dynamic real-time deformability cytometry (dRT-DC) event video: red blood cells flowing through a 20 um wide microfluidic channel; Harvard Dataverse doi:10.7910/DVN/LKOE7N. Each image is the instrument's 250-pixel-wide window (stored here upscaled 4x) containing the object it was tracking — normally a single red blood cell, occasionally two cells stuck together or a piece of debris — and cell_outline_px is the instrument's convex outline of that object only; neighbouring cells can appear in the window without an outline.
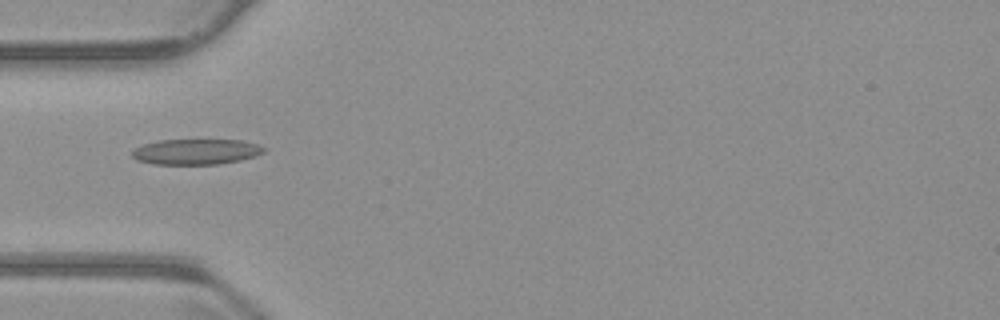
{"species": "common noctule bat (a hibernating species)", "species_latin": "Nyctalus noctula", "temperature_condition": "warm", "stored_images_in_passage": 38, "camera_frame_rate_fps": 3000, "um_per_image_px": 0.085, "animal": {"sex": "male", "body_mass_g": 23.1, "forearm_length_mm": 52.7}, "frame": {"image": 1, "passage_image": 1, "time_ms": 0.0, "image_size_px": [1000, 320], "cell_outline_px": [[268, 148], [264, 152], [256, 156], [240, 160], [220, 164], [152, 164], [136, 160], [132, 156], [132, 152], [136, 148], [144, 144], [160, 140], [240, 140], [260, 144]], "centroid_in_image_um": [16.72, 12.9], "position_along_channel_um": 68.3, "area_um2": 19.71}}
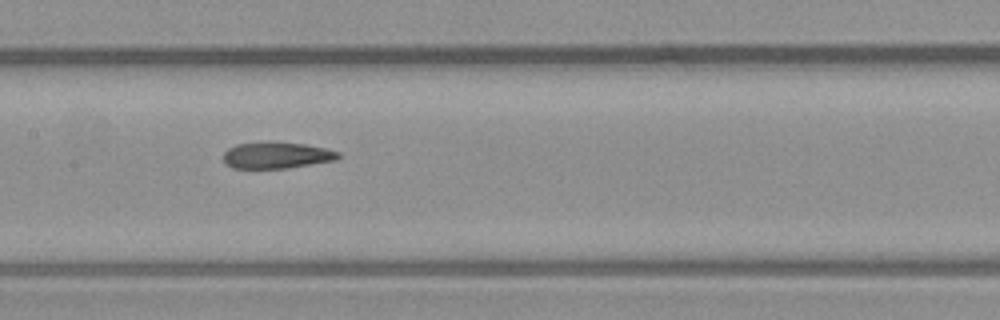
{"frame": {"image": 2, "passage_image": 10, "time_ms": 3.0, "image_size_px": [1000, 320], "cell_outline_px": [[340, 156], [336, 160], [288, 168], [232, 168], [224, 164], [224, 152], [228, 148], [236, 144], [272, 140], [304, 144], [324, 148], [340, 152]], "centroid_in_image_um": [23.48, 13.18], "position_along_channel_um": 183.9, "area_um2": 18.03}}
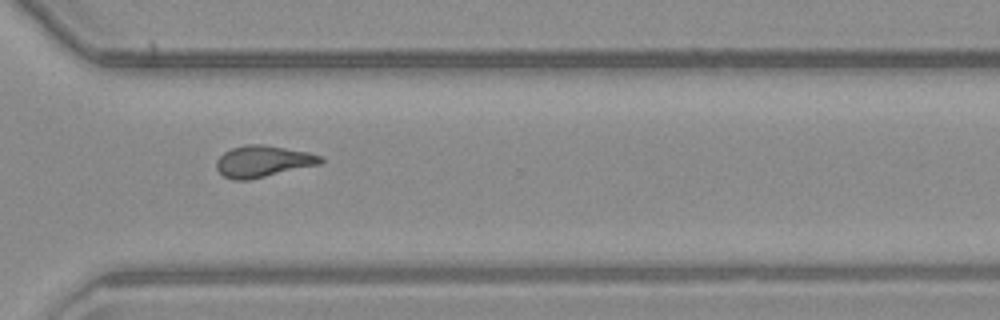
{"frame": {"image": 3, "passage_image": 23, "time_ms": 7.333, "image_size_px": [1000, 320], "cell_outline_px": [[324, 160], [320, 164], [248, 180], [232, 180], [224, 176], [216, 168], [216, 160], [224, 152], [232, 148], [248, 144], [264, 144], [308, 152], [324, 156]], "centroid_in_image_um": [22.36, 13.71], "position_along_channel_um": 348.2, "area_um2": 19.13}, "authors_computed_cell_mechanics": {"area_um2": 18.6405, "velocity_mm_per_s": 3.8017, "shape_relaxation_time_tau1_ms": null, "shape_relaxation_time_tau2_ms": 2.846, "deformation_change_tau1": null, "deformation_change_tau2": 0.0992}}